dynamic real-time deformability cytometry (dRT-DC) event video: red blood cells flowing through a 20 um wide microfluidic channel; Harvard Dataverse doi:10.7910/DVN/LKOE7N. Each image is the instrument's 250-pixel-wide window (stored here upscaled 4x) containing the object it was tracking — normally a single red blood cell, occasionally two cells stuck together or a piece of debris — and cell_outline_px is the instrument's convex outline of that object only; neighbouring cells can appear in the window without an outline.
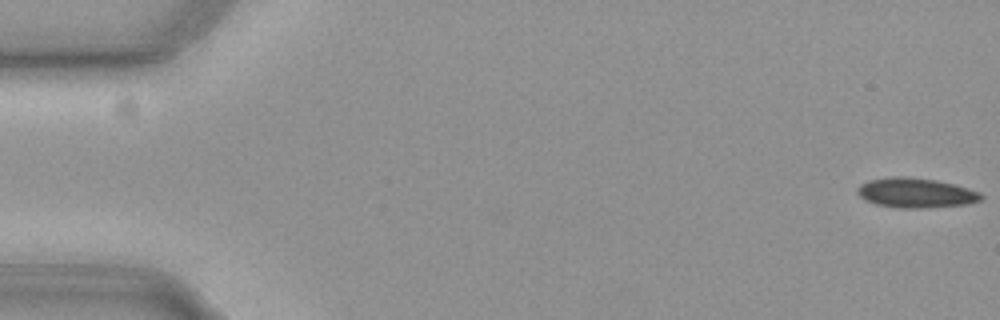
{"species": "common noctule bat (a hibernating species)", "species_latin": "Nyctalus noctula", "temperature_condition": "cold", "stored_images_in_passage": 16, "camera_frame_rate_fps": 3000, "um_per_image_px": 0.085, "animal": {"sex": "female", "body_mass_g": 19.3, "forearm_length_mm": 54.1}, "frame": {"image": 1, "passage_image": 1, "time_ms": 0.0, "image_size_px": [1000, 320], "cell_outline_px": [[984, 200], [968, 204], [928, 208], [900, 208], [876, 204], [864, 200], [856, 192], [856, 188], [860, 184], [868, 180], [892, 176], [904, 176], [936, 180], [968, 188], [980, 192], [984, 196]], "centroid_in_image_um": [77.85, 16.4], "position_along_channel_um": 7.2, "area_um2": 21.73}}